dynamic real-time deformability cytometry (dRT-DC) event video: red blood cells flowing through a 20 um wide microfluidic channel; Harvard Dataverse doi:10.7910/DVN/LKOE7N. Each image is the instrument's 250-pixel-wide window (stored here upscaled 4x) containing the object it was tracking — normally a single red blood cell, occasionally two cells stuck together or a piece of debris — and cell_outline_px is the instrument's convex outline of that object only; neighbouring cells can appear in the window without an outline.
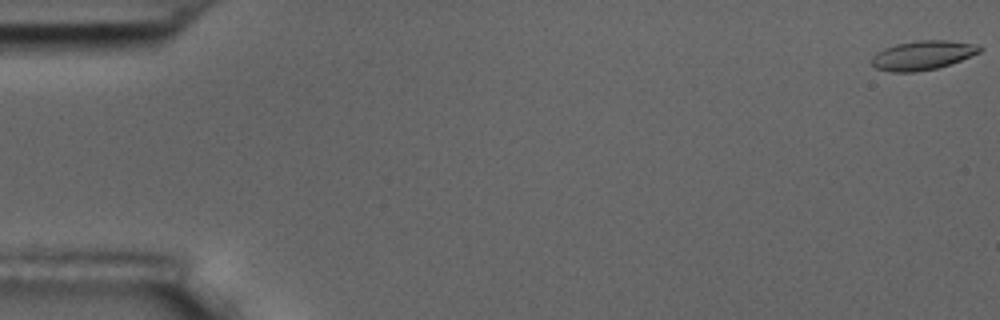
{"species": "common noctule bat (a hibernating species)", "species_latin": "Nyctalus noctula", "temperature_condition": "room temperature", "stored_images_in_passage": 5, "camera_frame_rate_fps": 3000, "um_per_image_px": 0.085, "animal": {"sex": "male", "body_mass_g": 17.5, "forearm_length_mm": 52.3}, "frame": {"image": 1, "passage_image": 1, "time_ms": 0.0, "image_size_px": [1000, 320], "cell_outline_px": [[984, 48], [980, 52], [960, 60], [936, 68], [916, 72], [888, 72], [876, 68], [872, 64], [872, 56], [876, 52], [884, 48], [896, 44], [916, 40], [948, 40], [980, 44]], "centroid_in_image_um": [78.43, 4.68], "position_along_channel_um": 6.6, "area_um2": 18.5}}
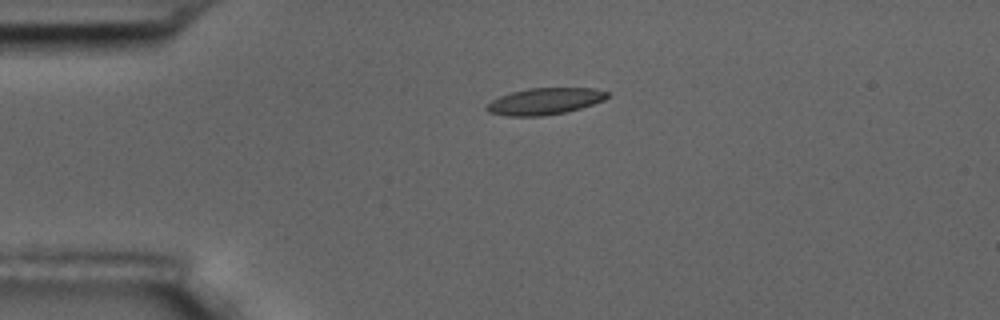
{"frame": {"image": 2, "passage_image": 4, "time_ms": 4.333, "image_size_px": [1000, 320], "cell_outline_px": [[608, 96], [604, 100], [580, 108], [564, 112], [540, 116], [508, 116], [488, 112], [484, 108], [492, 100], [500, 96], [512, 92], [528, 88], [596, 88], [608, 92]], "centroid_in_image_um": [46.29, 8.6], "position_along_channel_um": 38.7, "area_um2": 18.55}}